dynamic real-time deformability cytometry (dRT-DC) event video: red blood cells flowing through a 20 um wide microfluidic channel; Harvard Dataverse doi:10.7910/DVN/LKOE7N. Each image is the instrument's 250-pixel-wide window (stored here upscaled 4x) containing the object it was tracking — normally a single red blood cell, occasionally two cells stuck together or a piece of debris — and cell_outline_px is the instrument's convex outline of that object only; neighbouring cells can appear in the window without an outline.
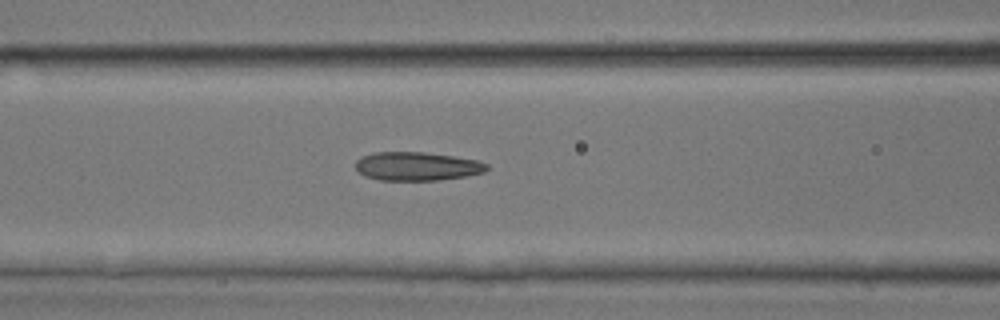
{"species": "common noctule bat (a hibernating species)", "species_latin": "Nyctalus noctula", "temperature_condition": "room temperature", "stored_images_in_passage": 37, "camera_frame_rate_fps": 3000, "um_per_image_px": 0.085, "animal": {"sex": "male", "body_mass_g": 17.9, "forearm_length_mm": 54.2}, "frame": {"image": 1, "passage_image": 19, "time_ms": 6.0, "image_size_px": [1000, 320], "cell_outline_px": [[488, 168], [484, 172], [464, 176], [436, 180], [380, 180], [364, 176], [356, 168], [356, 160], [360, 156], [376, 152], [424, 152], [452, 156], [476, 160], [488, 164]], "centroid_in_image_um": [35.41, 14.13], "position_along_channel_um": 131.2, "area_um2": 21.73}}
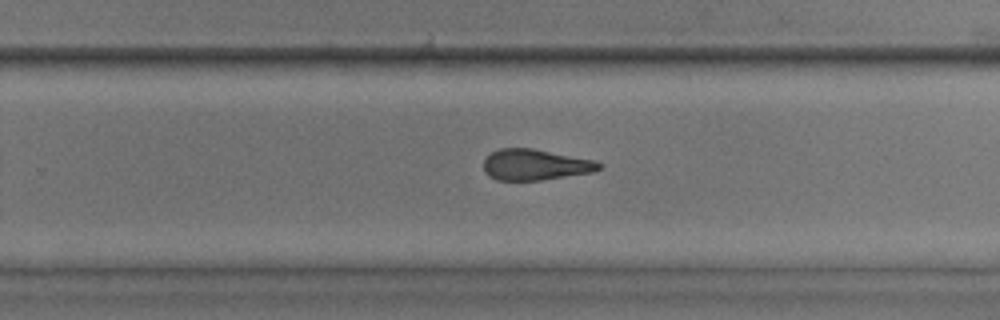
{"frame": {"image": 2, "passage_image": 29, "time_ms": 9.333, "image_size_px": [1000, 320], "cell_outline_px": [[604, 164], [600, 168], [592, 172], [540, 180], [496, 180], [488, 176], [484, 172], [484, 160], [492, 152], [500, 148], [532, 148], [592, 160]], "centroid_in_image_um": [45.45, 14.0], "position_along_channel_um": 284.3, "area_um2": 20.58}}
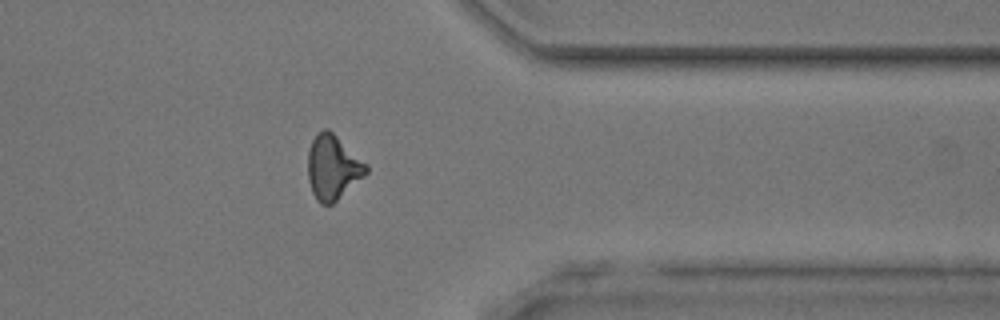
{"frame": {"image": 3, "passage_image": 36, "time_ms": 11.667, "image_size_px": [1000, 320], "cell_outline_px": [[368, 172], [364, 176], [332, 204], [320, 204], [316, 200], [312, 192], [308, 180], [308, 152], [312, 140], [324, 128], [328, 128], [368, 164]], "centroid_in_image_um": [28.29, 14.23], "position_along_channel_um": 383.1, "area_um2": 21.79}}